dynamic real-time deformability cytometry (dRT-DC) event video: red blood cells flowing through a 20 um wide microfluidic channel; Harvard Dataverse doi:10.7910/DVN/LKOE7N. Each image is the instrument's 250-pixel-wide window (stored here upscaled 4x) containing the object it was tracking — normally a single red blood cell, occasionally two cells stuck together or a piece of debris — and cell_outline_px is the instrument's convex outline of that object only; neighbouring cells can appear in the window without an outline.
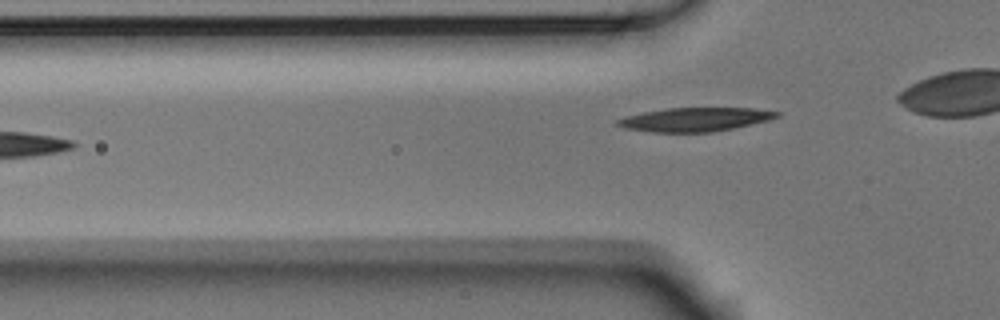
{"species": "Egyptian fruit bat (a non-hibernating species)", "species_latin": "Rousettus aegyptiacus", "temperature_condition": "room temperature", "stored_images_in_passage": 2, "camera_frame_rate_fps": 3000, "um_per_image_px": 0.085, "animal": {"sex": "male"}, "frame": {"image": 1, "passage_image": 2, "time_ms": 0.333, "image_size_px": [1000, 320], "cell_outline_px": [[780, 116], [768, 120], [732, 128], [712, 132], [648, 132], [624, 128], [616, 124], [616, 120], [624, 116], [644, 112], [668, 108], [752, 108], [780, 112]], "centroid_in_image_um": [59.03, 10.15], "position_along_channel_um": 66.8, "area_um2": 21.96}}